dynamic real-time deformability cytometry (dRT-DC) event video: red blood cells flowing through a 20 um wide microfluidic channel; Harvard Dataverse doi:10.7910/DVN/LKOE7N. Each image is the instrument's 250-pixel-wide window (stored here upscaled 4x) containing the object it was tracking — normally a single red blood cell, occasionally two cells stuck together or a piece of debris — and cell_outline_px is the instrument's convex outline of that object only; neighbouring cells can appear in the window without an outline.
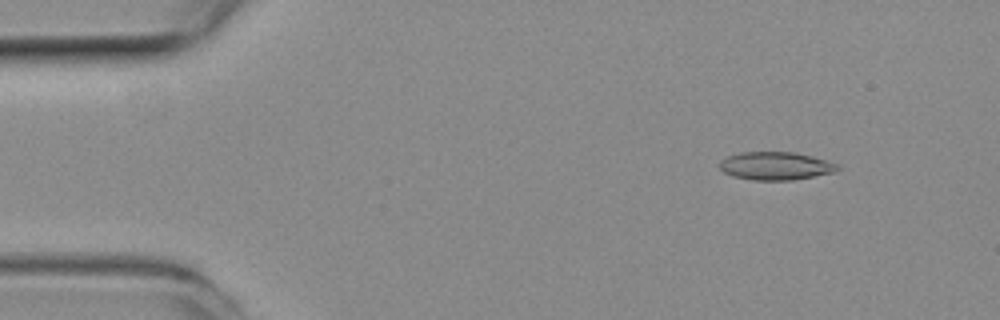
{"species": "common noctule bat (a hibernating species)", "species_latin": "Nyctalus noctula", "temperature_condition": "room temperature", "stored_images_in_passage": 50, "camera_frame_rate_fps": 3000, "um_per_image_px": 0.085, "animal": {"sex": "female", "body_mass_g": 19.3, "forearm_length_mm": 54.1}, "frame": {"image": 1, "passage_image": 1, "time_ms": 0.0, "image_size_px": [1000, 320], "cell_outline_px": [[840, 168], [836, 172], [792, 180], [752, 180], [732, 176], [724, 172], [720, 168], [720, 160], [728, 156], [740, 152], [796, 152], [812, 156], [840, 164]], "centroid_in_image_um": [65.95, 14.1], "position_along_channel_um": 19.0, "area_um2": 19.42}}
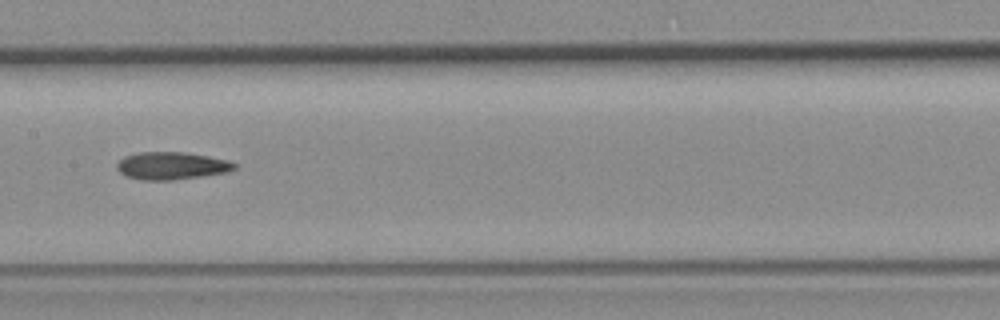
{"frame": {"image": 2, "passage_image": 22, "time_ms": 7.0, "image_size_px": [1000, 320], "cell_outline_px": [[236, 168], [228, 172], [172, 180], [140, 180], [128, 176], [120, 172], [116, 168], [116, 164], [124, 156], [140, 152], [180, 152], [208, 156], [228, 160], [236, 164]], "centroid_in_image_um": [14.57, 14.09], "position_along_channel_um": 192.8, "area_um2": 18.73}}
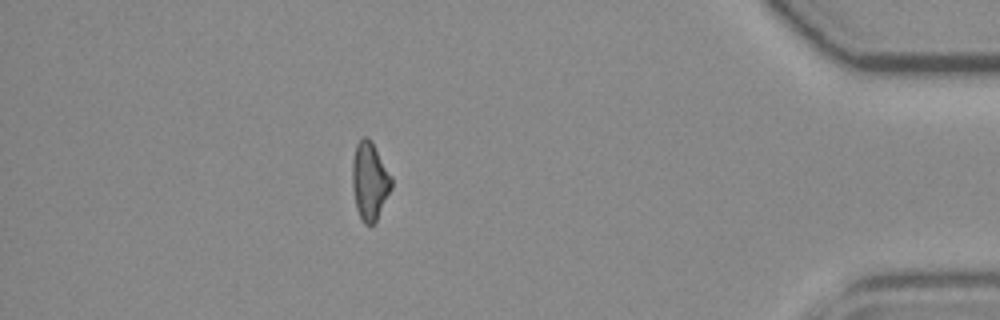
{"frame": {"image": 3, "passage_image": 43, "time_ms": 14.0, "image_size_px": [1000, 320], "cell_outline_px": [[392, 188], [376, 220], [372, 224], [364, 224], [356, 208], [352, 188], [352, 160], [356, 144], [364, 136], [368, 136], [372, 140], [392, 176]], "centroid_in_image_um": [31.42, 15.34], "position_along_channel_um": 403.8, "area_um2": 17.92}}